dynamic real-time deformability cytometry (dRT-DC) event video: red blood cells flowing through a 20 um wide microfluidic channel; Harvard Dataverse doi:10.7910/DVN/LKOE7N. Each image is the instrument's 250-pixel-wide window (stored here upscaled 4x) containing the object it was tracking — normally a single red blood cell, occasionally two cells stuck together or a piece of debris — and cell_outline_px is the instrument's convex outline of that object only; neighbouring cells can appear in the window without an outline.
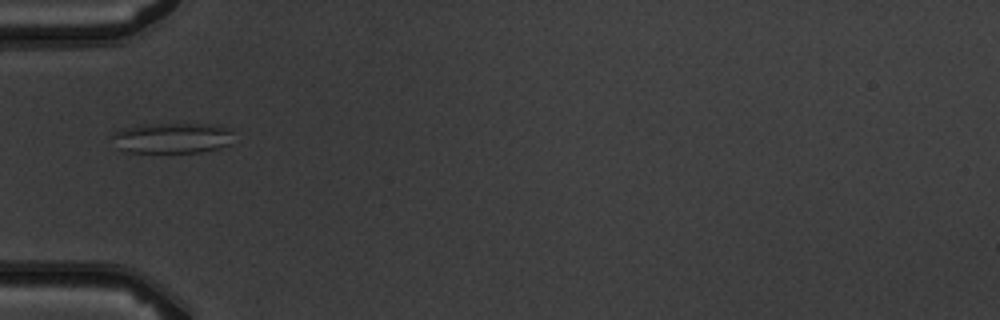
{"species": "common noctule bat (a hibernating species)", "species_latin": "Nyctalus noctula", "temperature_condition": "warm", "stored_images_in_passage": 5, "camera_frame_rate_fps": 3000, "um_per_image_px": 0.085, "animal": {"sex": "male", "body_mass_g": 19.5, "forearm_length_mm": 54.6}, "frame": {"image": 1, "passage_image": 5, "time_ms": 5.667, "image_size_px": [1000, 320], "cell_outline_px": [[232, 144], [220, 148], [200, 152], [128, 152], [116, 148], [112, 136], [112, 132], [120, 128], [144, 124], [216, 124], [232, 128]], "centroid_in_image_um": [14.65, 11.72], "position_along_channel_um": 70.4, "area_um2": 22.08}}